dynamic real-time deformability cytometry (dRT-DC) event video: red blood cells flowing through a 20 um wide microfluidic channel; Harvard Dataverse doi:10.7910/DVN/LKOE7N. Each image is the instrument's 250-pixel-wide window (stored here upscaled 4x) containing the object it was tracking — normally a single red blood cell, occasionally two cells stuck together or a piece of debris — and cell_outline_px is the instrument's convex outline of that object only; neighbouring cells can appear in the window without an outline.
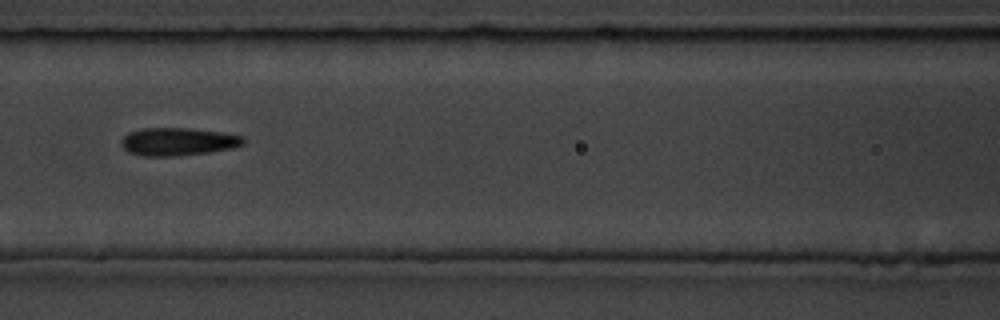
{"species": "common noctule bat (a hibernating species)", "species_latin": "Nyctalus noctula", "temperature_condition": "room temperature", "stored_images_in_passage": 7, "camera_frame_rate_fps": 3000, "um_per_image_px": 0.085, "animal": {"sex": "male", "body_mass_g": 19.5, "forearm_length_mm": 54.6}, "frame": {"image": 1, "passage_image": 3, "time_ms": 2.333, "image_size_px": [1000, 320], "cell_outline_px": [[244, 144], [232, 148], [208, 152], [176, 156], [140, 156], [128, 152], [120, 144], [120, 140], [128, 132], [140, 128], [188, 128], [220, 132], [244, 136]], "centroid_in_image_um": [15.08, 12.04], "position_along_channel_um": 151.5, "area_um2": 19.94}}
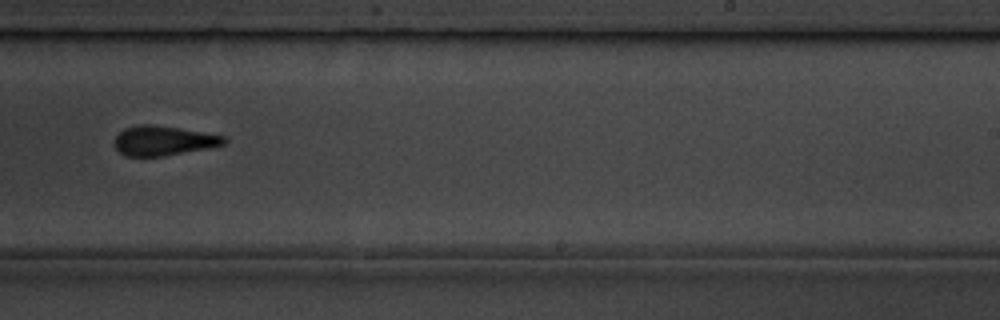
{"frame": {"image": 2, "passage_image": 6, "time_ms": 5.667, "image_size_px": [1000, 320], "cell_outline_px": [[228, 140], [224, 144], [208, 148], [164, 156], [124, 156], [116, 148], [116, 136], [124, 128], [136, 124], [148, 124], [176, 128], [228, 136]], "centroid_in_image_um": [13.91, 11.96], "position_along_channel_um": 275.1, "area_um2": 18.79}}
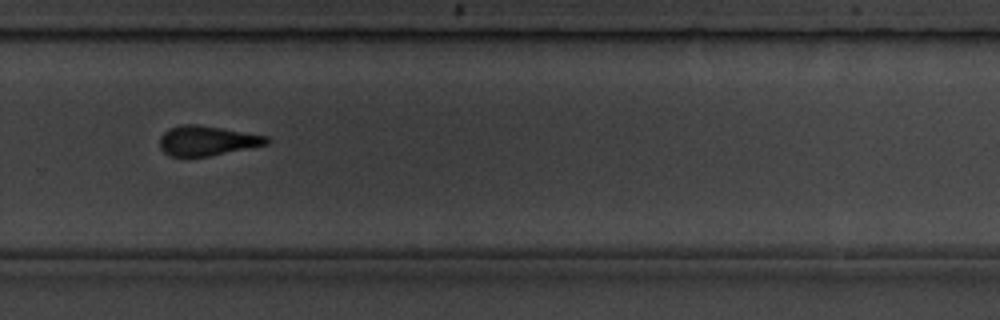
{"frame": {"image": 3, "passage_image": 7, "time_ms": 6.667, "image_size_px": [1000, 320], "cell_outline_px": [[272, 140], [268, 144], [208, 156], [168, 156], [160, 148], [160, 136], [168, 128], [184, 124], [196, 124], [268, 136]], "centroid_in_image_um": [17.59, 11.96], "position_along_channel_um": 312.2, "area_um2": 18.44}}